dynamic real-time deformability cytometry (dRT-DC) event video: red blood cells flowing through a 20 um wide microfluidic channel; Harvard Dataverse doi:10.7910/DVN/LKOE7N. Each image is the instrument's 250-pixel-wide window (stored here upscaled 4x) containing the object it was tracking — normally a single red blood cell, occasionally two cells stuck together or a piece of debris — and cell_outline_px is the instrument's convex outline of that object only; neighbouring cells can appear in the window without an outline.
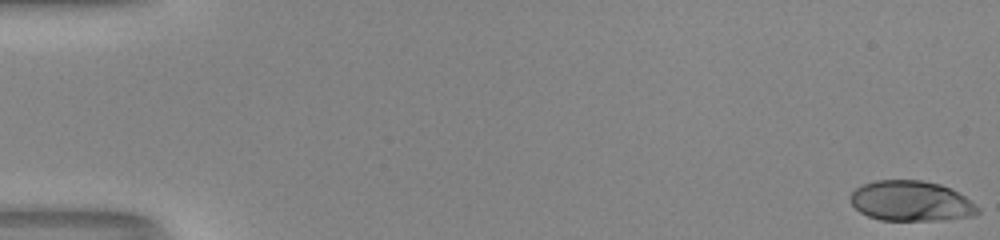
{"species": "human", "species_latin": "Homo sapiens", "temperature_condition": "room temperature", "stored_images_in_passage": 52, "camera_frame_rate_fps": 3000, "um_per_image_px": 0.085, "donor": {"sex": "male"}, "frame": {"image": 1, "passage_image": 1, "time_ms": 0.0, "image_size_px": [1000, 240], "cell_outline_px": [[980, 212], [972, 216], [944, 220], [880, 220], [868, 216], [860, 212], [852, 204], [852, 192], [856, 188], [864, 184], [876, 180], [924, 180], [940, 184], [964, 196], [980, 208]], "centroid_in_image_um": [77.46, 17.09], "position_along_channel_um": 7.5, "area_um2": 29.71}}
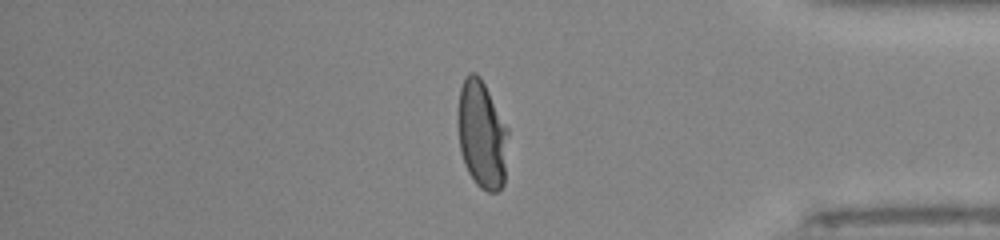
{"frame": {"image": 2, "passage_image": 44, "time_ms": 14.333, "image_size_px": [1000, 240], "cell_outline_px": [[508, 132], [504, 184], [496, 192], [488, 192], [480, 188], [476, 184], [468, 172], [464, 164], [460, 152], [456, 112], [460, 88], [464, 76], [468, 72], [476, 72], [480, 76], [508, 128]], "centroid_in_image_um": [40.92, 11.41], "position_along_channel_um": 394.3, "area_um2": 32.08}}
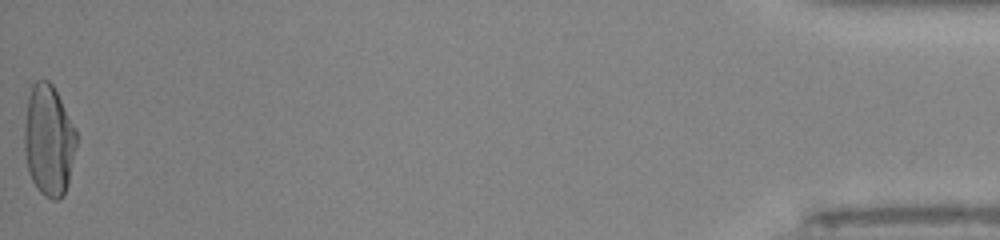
{"frame": {"image": 3, "passage_image": 52, "time_ms": 17.0, "image_size_px": [1000, 240], "cell_outline_px": [[76, 144], [68, 184], [64, 196], [56, 200], [52, 200], [44, 196], [36, 188], [28, 172], [24, 152], [24, 124], [28, 96], [32, 84], [36, 80], [48, 80], [52, 84], [76, 128]], "centroid_in_image_um": [4.12, 11.95], "position_along_channel_um": 431.1, "area_um2": 33.99}, "authors_computed_cell_mechanics": {"area_um2": 31.9056, "velocity_mm_per_s": 4.1377, "shape_relaxation_time_tau1_ms": 5.9864, "shape_relaxation_time_tau2_ms": null, "deformation_change_tau1": 0.255, "deformation_change_tau2": null}}